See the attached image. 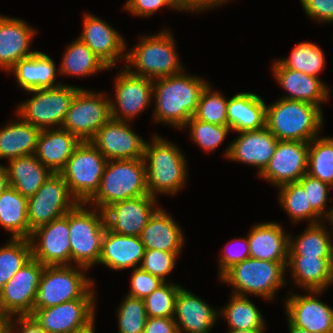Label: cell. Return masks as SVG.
Here are the masks:
<instances>
[{
    "instance_id": "1f68e13d",
    "label": "cell",
    "mask_w": 333,
    "mask_h": 333,
    "mask_svg": "<svg viewBox=\"0 0 333 333\" xmlns=\"http://www.w3.org/2000/svg\"><path fill=\"white\" fill-rule=\"evenodd\" d=\"M227 118L231 131L260 130L266 126V103L255 93H238L228 98Z\"/></svg>"
},
{
    "instance_id": "db71d44e",
    "label": "cell",
    "mask_w": 333,
    "mask_h": 333,
    "mask_svg": "<svg viewBox=\"0 0 333 333\" xmlns=\"http://www.w3.org/2000/svg\"><path fill=\"white\" fill-rule=\"evenodd\" d=\"M171 2L178 11L202 12L223 5L229 0H171Z\"/></svg>"
},
{
    "instance_id": "7c38bea8",
    "label": "cell",
    "mask_w": 333,
    "mask_h": 333,
    "mask_svg": "<svg viewBox=\"0 0 333 333\" xmlns=\"http://www.w3.org/2000/svg\"><path fill=\"white\" fill-rule=\"evenodd\" d=\"M77 204L63 176L52 173L41 188L28 198L29 238L36 228L66 215Z\"/></svg>"
},
{
    "instance_id": "f1b7e54d",
    "label": "cell",
    "mask_w": 333,
    "mask_h": 333,
    "mask_svg": "<svg viewBox=\"0 0 333 333\" xmlns=\"http://www.w3.org/2000/svg\"><path fill=\"white\" fill-rule=\"evenodd\" d=\"M182 231L175 219L160 206L149 218L140 238L145 249L180 254L185 239Z\"/></svg>"
},
{
    "instance_id": "ee69618b",
    "label": "cell",
    "mask_w": 333,
    "mask_h": 333,
    "mask_svg": "<svg viewBox=\"0 0 333 333\" xmlns=\"http://www.w3.org/2000/svg\"><path fill=\"white\" fill-rule=\"evenodd\" d=\"M189 129L190 139L205 152H212L218 148L231 128L229 126L215 125L191 117L182 129Z\"/></svg>"
},
{
    "instance_id": "c3c4849f",
    "label": "cell",
    "mask_w": 333,
    "mask_h": 333,
    "mask_svg": "<svg viewBox=\"0 0 333 333\" xmlns=\"http://www.w3.org/2000/svg\"><path fill=\"white\" fill-rule=\"evenodd\" d=\"M179 254H174L158 249H145V253L140 264V268L148 273L159 277L162 281L167 282L168 274L175 267Z\"/></svg>"
},
{
    "instance_id": "4316f807",
    "label": "cell",
    "mask_w": 333,
    "mask_h": 333,
    "mask_svg": "<svg viewBox=\"0 0 333 333\" xmlns=\"http://www.w3.org/2000/svg\"><path fill=\"white\" fill-rule=\"evenodd\" d=\"M289 235L275 222L255 224L247 236L250 258L282 262L287 267Z\"/></svg>"
},
{
    "instance_id": "f546056e",
    "label": "cell",
    "mask_w": 333,
    "mask_h": 333,
    "mask_svg": "<svg viewBox=\"0 0 333 333\" xmlns=\"http://www.w3.org/2000/svg\"><path fill=\"white\" fill-rule=\"evenodd\" d=\"M57 70L53 59L44 52L20 59L8 72L13 73L18 85L25 91L57 87Z\"/></svg>"
},
{
    "instance_id": "7bdbcfd3",
    "label": "cell",
    "mask_w": 333,
    "mask_h": 333,
    "mask_svg": "<svg viewBox=\"0 0 333 333\" xmlns=\"http://www.w3.org/2000/svg\"><path fill=\"white\" fill-rule=\"evenodd\" d=\"M208 84L202 91L194 117L203 122L228 126V99Z\"/></svg>"
},
{
    "instance_id": "f6af8a7d",
    "label": "cell",
    "mask_w": 333,
    "mask_h": 333,
    "mask_svg": "<svg viewBox=\"0 0 333 333\" xmlns=\"http://www.w3.org/2000/svg\"><path fill=\"white\" fill-rule=\"evenodd\" d=\"M118 333H144L147 320L143 299L125 296L117 309Z\"/></svg>"
},
{
    "instance_id": "ab89813d",
    "label": "cell",
    "mask_w": 333,
    "mask_h": 333,
    "mask_svg": "<svg viewBox=\"0 0 333 333\" xmlns=\"http://www.w3.org/2000/svg\"><path fill=\"white\" fill-rule=\"evenodd\" d=\"M307 174L333 187V138L317 136L309 142Z\"/></svg>"
},
{
    "instance_id": "816d5d0a",
    "label": "cell",
    "mask_w": 333,
    "mask_h": 333,
    "mask_svg": "<svg viewBox=\"0 0 333 333\" xmlns=\"http://www.w3.org/2000/svg\"><path fill=\"white\" fill-rule=\"evenodd\" d=\"M306 15L318 23H333V0H300Z\"/></svg>"
},
{
    "instance_id": "d6a6232c",
    "label": "cell",
    "mask_w": 333,
    "mask_h": 333,
    "mask_svg": "<svg viewBox=\"0 0 333 333\" xmlns=\"http://www.w3.org/2000/svg\"><path fill=\"white\" fill-rule=\"evenodd\" d=\"M8 163L5 167L9 186L27 198L33 196L52 174L35 154L14 158Z\"/></svg>"
},
{
    "instance_id": "f35d334b",
    "label": "cell",
    "mask_w": 333,
    "mask_h": 333,
    "mask_svg": "<svg viewBox=\"0 0 333 333\" xmlns=\"http://www.w3.org/2000/svg\"><path fill=\"white\" fill-rule=\"evenodd\" d=\"M278 202L282 209L286 211L292 223L302 220H309V224L319 223L324 221L308 204V197L299 182L286 183L278 187ZM321 220V221H320Z\"/></svg>"
},
{
    "instance_id": "d4e9b609",
    "label": "cell",
    "mask_w": 333,
    "mask_h": 333,
    "mask_svg": "<svg viewBox=\"0 0 333 333\" xmlns=\"http://www.w3.org/2000/svg\"><path fill=\"white\" fill-rule=\"evenodd\" d=\"M272 65L276 82L289 93L283 99L308 102L322 110L320 104L330 98L329 86L320 78L285 68L277 60Z\"/></svg>"
},
{
    "instance_id": "7a4b0ae2",
    "label": "cell",
    "mask_w": 333,
    "mask_h": 333,
    "mask_svg": "<svg viewBox=\"0 0 333 333\" xmlns=\"http://www.w3.org/2000/svg\"><path fill=\"white\" fill-rule=\"evenodd\" d=\"M146 142L144 161L148 194H177L187 183L188 165L185 155L176 144L155 134Z\"/></svg>"
},
{
    "instance_id": "11a10c76",
    "label": "cell",
    "mask_w": 333,
    "mask_h": 333,
    "mask_svg": "<svg viewBox=\"0 0 333 333\" xmlns=\"http://www.w3.org/2000/svg\"><path fill=\"white\" fill-rule=\"evenodd\" d=\"M144 333H178L173 317H147Z\"/></svg>"
},
{
    "instance_id": "cb8c5ba5",
    "label": "cell",
    "mask_w": 333,
    "mask_h": 333,
    "mask_svg": "<svg viewBox=\"0 0 333 333\" xmlns=\"http://www.w3.org/2000/svg\"><path fill=\"white\" fill-rule=\"evenodd\" d=\"M218 315V309H213L210 304L181 286L175 299L173 316L178 333H209Z\"/></svg>"
},
{
    "instance_id": "e575fe53",
    "label": "cell",
    "mask_w": 333,
    "mask_h": 333,
    "mask_svg": "<svg viewBox=\"0 0 333 333\" xmlns=\"http://www.w3.org/2000/svg\"><path fill=\"white\" fill-rule=\"evenodd\" d=\"M27 208L28 198L11 186L0 195V226L12 234L11 238L29 239Z\"/></svg>"
},
{
    "instance_id": "d6986e66",
    "label": "cell",
    "mask_w": 333,
    "mask_h": 333,
    "mask_svg": "<svg viewBox=\"0 0 333 333\" xmlns=\"http://www.w3.org/2000/svg\"><path fill=\"white\" fill-rule=\"evenodd\" d=\"M308 148L306 142L278 140L273 157L259 177L275 187L298 182L307 173Z\"/></svg>"
},
{
    "instance_id": "d590c367",
    "label": "cell",
    "mask_w": 333,
    "mask_h": 333,
    "mask_svg": "<svg viewBox=\"0 0 333 333\" xmlns=\"http://www.w3.org/2000/svg\"><path fill=\"white\" fill-rule=\"evenodd\" d=\"M323 225L324 222L307 225L298 238L289 235L288 256L333 257V239Z\"/></svg>"
},
{
    "instance_id": "60d3db41",
    "label": "cell",
    "mask_w": 333,
    "mask_h": 333,
    "mask_svg": "<svg viewBox=\"0 0 333 333\" xmlns=\"http://www.w3.org/2000/svg\"><path fill=\"white\" fill-rule=\"evenodd\" d=\"M283 67L319 78L325 67L323 50L312 42H301L293 47L289 57L277 60Z\"/></svg>"
},
{
    "instance_id": "2e32d148",
    "label": "cell",
    "mask_w": 333,
    "mask_h": 333,
    "mask_svg": "<svg viewBox=\"0 0 333 333\" xmlns=\"http://www.w3.org/2000/svg\"><path fill=\"white\" fill-rule=\"evenodd\" d=\"M69 236L68 212L32 232V257L44 266L71 265Z\"/></svg>"
},
{
    "instance_id": "91938a15",
    "label": "cell",
    "mask_w": 333,
    "mask_h": 333,
    "mask_svg": "<svg viewBox=\"0 0 333 333\" xmlns=\"http://www.w3.org/2000/svg\"><path fill=\"white\" fill-rule=\"evenodd\" d=\"M287 322H288V327H289V333H310L309 331H307L305 329H302V328H299V327L293 325L288 319H287Z\"/></svg>"
},
{
    "instance_id": "ffe728a7",
    "label": "cell",
    "mask_w": 333,
    "mask_h": 333,
    "mask_svg": "<svg viewBox=\"0 0 333 333\" xmlns=\"http://www.w3.org/2000/svg\"><path fill=\"white\" fill-rule=\"evenodd\" d=\"M158 208L157 199L151 195L114 203L104 210L106 228L120 235L140 236Z\"/></svg>"
},
{
    "instance_id": "9c48e42d",
    "label": "cell",
    "mask_w": 333,
    "mask_h": 333,
    "mask_svg": "<svg viewBox=\"0 0 333 333\" xmlns=\"http://www.w3.org/2000/svg\"><path fill=\"white\" fill-rule=\"evenodd\" d=\"M79 89L78 86L61 83L53 88L26 91L35 95L18 104L15 112L23 121L41 130L61 128Z\"/></svg>"
},
{
    "instance_id": "52a82bcc",
    "label": "cell",
    "mask_w": 333,
    "mask_h": 333,
    "mask_svg": "<svg viewBox=\"0 0 333 333\" xmlns=\"http://www.w3.org/2000/svg\"><path fill=\"white\" fill-rule=\"evenodd\" d=\"M78 203L69 211L71 265L89 270L98 264L106 230L104 211ZM73 262V263H72Z\"/></svg>"
},
{
    "instance_id": "9f6ffc18",
    "label": "cell",
    "mask_w": 333,
    "mask_h": 333,
    "mask_svg": "<svg viewBox=\"0 0 333 333\" xmlns=\"http://www.w3.org/2000/svg\"><path fill=\"white\" fill-rule=\"evenodd\" d=\"M16 329V330H15ZM12 333H48L31 316H14Z\"/></svg>"
},
{
    "instance_id": "7402d4cb",
    "label": "cell",
    "mask_w": 333,
    "mask_h": 333,
    "mask_svg": "<svg viewBox=\"0 0 333 333\" xmlns=\"http://www.w3.org/2000/svg\"><path fill=\"white\" fill-rule=\"evenodd\" d=\"M238 133L239 136L227 146L224 156L231 161L256 167L259 176L273 157L278 139L266 126Z\"/></svg>"
},
{
    "instance_id": "6f0895ef",
    "label": "cell",
    "mask_w": 333,
    "mask_h": 333,
    "mask_svg": "<svg viewBox=\"0 0 333 333\" xmlns=\"http://www.w3.org/2000/svg\"><path fill=\"white\" fill-rule=\"evenodd\" d=\"M13 315L0 312V333H12Z\"/></svg>"
},
{
    "instance_id": "8992f818",
    "label": "cell",
    "mask_w": 333,
    "mask_h": 333,
    "mask_svg": "<svg viewBox=\"0 0 333 333\" xmlns=\"http://www.w3.org/2000/svg\"><path fill=\"white\" fill-rule=\"evenodd\" d=\"M286 269L282 262L248 258L234 264L219 279L232 286L233 294L273 300L277 290L287 284Z\"/></svg>"
},
{
    "instance_id": "680465c9",
    "label": "cell",
    "mask_w": 333,
    "mask_h": 333,
    "mask_svg": "<svg viewBox=\"0 0 333 333\" xmlns=\"http://www.w3.org/2000/svg\"><path fill=\"white\" fill-rule=\"evenodd\" d=\"M9 187L6 167L0 164V195Z\"/></svg>"
},
{
    "instance_id": "5bb4252c",
    "label": "cell",
    "mask_w": 333,
    "mask_h": 333,
    "mask_svg": "<svg viewBox=\"0 0 333 333\" xmlns=\"http://www.w3.org/2000/svg\"><path fill=\"white\" fill-rule=\"evenodd\" d=\"M121 69L114 78L116 100L110 99L111 117L131 122L151 104L153 80L133 75L125 67Z\"/></svg>"
},
{
    "instance_id": "277c9868",
    "label": "cell",
    "mask_w": 333,
    "mask_h": 333,
    "mask_svg": "<svg viewBox=\"0 0 333 333\" xmlns=\"http://www.w3.org/2000/svg\"><path fill=\"white\" fill-rule=\"evenodd\" d=\"M323 114L311 103L280 98L266 105V127L278 140L309 143L321 131Z\"/></svg>"
},
{
    "instance_id": "6da1fadb",
    "label": "cell",
    "mask_w": 333,
    "mask_h": 333,
    "mask_svg": "<svg viewBox=\"0 0 333 333\" xmlns=\"http://www.w3.org/2000/svg\"><path fill=\"white\" fill-rule=\"evenodd\" d=\"M184 71L153 80V121L180 130L195 115L201 93L209 84Z\"/></svg>"
},
{
    "instance_id": "603a6c76",
    "label": "cell",
    "mask_w": 333,
    "mask_h": 333,
    "mask_svg": "<svg viewBox=\"0 0 333 333\" xmlns=\"http://www.w3.org/2000/svg\"><path fill=\"white\" fill-rule=\"evenodd\" d=\"M36 33L22 19L0 15V69L8 73L20 59L32 56L36 51L30 47Z\"/></svg>"
},
{
    "instance_id": "be15d7a7",
    "label": "cell",
    "mask_w": 333,
    "mask_h": 333,
    "mask_svg": "<svg viewBox=\"0 0 333 333\" xmlns=\"http://www.w3.org/2000/svg\"><path fill=\"white\" fill-rule=\"evenodd\" d=\"M332 210H331V214H330V217L326 220L328 223H330V225H332V228H333V206L331 207ZM333 234V233H332Z\"/></svg>"
},
{
    "instance_id": "836d02e7",
    "label": "cell",
    "mask_w": 333,
    "mask_h": 333,
    "mask_svg": "<svg viewBox=\"0 0 333 333\" xmlns=\"http://www.w3.org/2000/svg\"><path fill=\"white\" fill-rule=\"evenodd\" d=\"M18 118L16 120L19 121H10L4 127H0V159L9 161L35 154L42 130Z\"/></svg>"
},
{
    "instance_id": "9a60e30c",
    "label": "cell",
    "mask_w": 333,
    "mask_h": 333,
    "mask_svg": "<svg viewBox=\"0 0 333 333\" xmlns=\"http://www.w3.org/2000/svg\"><path fill=\"white\" fill-rule=\"evenodd\" d=\"M95 299H76L48 308H34L31 316L48 333H74L95 321Z\"/></svg>"
},
{
    "instance_id": "5b68a950",
    "label": "cell",
    "mask_w": 333,
    "mask_h": 333,
    "mask_svg": "<svg viewBox=\"0 0 333 333\" xmlns=\"http://www.w3.org/2000/svg\"><path fill=\"white\" fill-rule=\"evenodd\" d=\"M149 195L144 158L107 160L100 187L86 203L104 211L110 205Z\"/></svg>"
},
{
    "instance_id": "3957f363",
    "label": "cell",
    "mask_w": 333,
    "mask_h": 333,
    "mask_svg": "<svg viewBox=\"0 0 333 333\" xmlns=\"http://www.w3.org/2000/svg\"><path fill=\"white\" fill-rule=\"evenodd\" d=\"M139 40L133 49L126 52L127 64H124V67L131 74L155 80L184 70L177 54L174 37L169 30L165 29L149 36L144 35Z\"/></svg>"
},
{
    "instance_id": "83f0119b",
    "label": "cell",
    "mask_w": 333,
    "mask_h": 333,
    "mask_svg": "<svg viewBox=\"0 0 333 333\" xmlns=\"http://www.w3.org/2000/svg\"><path fill=\"white\" fill-rule=\"evenodd\" d=\"M80 142L62 128L45 129L40 133L35 156L52 173H60Z\"/></svg>"
},
{
    "instance_id": "e0dca14e",
    "label": "cell",
    "mask_w": 333,
    "mask_h": 333,
    "mask_svg": "<svg viewBox=\"0 0 333 333\" xmlns=\"http://www.w3.org/2000/svg\"><path fill=\"white\" fill-rule=\"evenodd\" d=\"M307 295L287 294L284 308L287 319L310 333H333V308L319 299L324 291L309 290Z\"/></svg>"
},
{
    "instance_id": "484cf974",
    "label": "cell",
    "mask_w": 333,
    "mask_h": 333,
    "mask_svg": "<svg viewBox=\"0 0 333 333\" xmlns=\"http://www.w3.org/2000/svg\"><path fill=\"white\" fill-rule=\"evenodd\" d=\"M145 253L140 236L120 235L106 228L98 264L113 271L140 266Z\"/></svg>"
},
{
    "instance_id": "4fadbf2b",
    "label": "cell",
    "mask_w": 333,
    "mask_h": 333,
    "mask_svg": "<svg viewBox=\"0 0 333 333\" xmlns=\"http://www.w3.org/2000/svg\"><path fill=\"white\" fill-rule=\"evenodd\" d=\"M44 265L33 257L0 290V312L13 316L33 313Z\"/></svg>"
},
{
    "instance_id": "bcb514c9",
    "label": "cell",
    "mask_w": 333,
    "mask_h": 333,
    "mask_svg": "<svg viewBox=\"0 0 333 333\" xmlns=\"http://www.w3.org/2000/svg\"><path fill=\"white\" fill-rule=\"evenodd\" d=\"M180 285L164 282L143 299L147 317H173L175 299Z\"/></svg>"
},
{
    "instance_id": "f907efd6",
    "label": "cell",
    "mask_w": 333,
    "mask_h": 333,
    "mask_svg": "<svg viewBox=\"0 0 333 333\" xmlns=\"http://www.w3.org/2000/svg\"><path fill=\"white\" fill-rule=\"evenodd\" d=\"M130 290L127 295L144 299L164 283L159 277H156L140 267L134 268L130 278Z\"/></svg>"
},
{
    "instance_id": "30bf717a",
    "label": "cell",
    "mask_w": 333,
    "mask_h": 333,
    "mask_svg": "<svg viewBox=\"0 0 333 333\" xmlns=\"http://www.w3.org/2000/svg\"><path fill=\"white\" fill-rule=\"evenodd\" d=\"M106 163L107 159L91 141L80 142L75 148L60 174L78 203H87L96 194Z\"/></svg>"
},
{
    "instance_id": "8fae6325",
    "label": "cell",
    "mask_w": 333,
    "mask_h": 333,
    "mask_svg": "<svg viewBox=\"0 0 333 333\" xmlns=\"http://www.w3.org/2000/svg\"><path fill=\"white\" fill-rule=\"evenodd\" d=\"M106 94L81 87L74 96L61 128L81 142L91 141L97 131L112 118L110 99H107Z\"/></svg>"
},
{
    "instance_id": "44dd1931",
    "label": "cell",
    "mask_w": 333,
    "mask_h": 333,
    "mask_svg": "<svg viewBox=\"0 0 333 333\" xmlns=\"http://www.w3.org/2000/svg\"><path fill=\"white\" fill-rule=\"evenodd\" d=\"M83 31L79 39L109 68L126 59L127 44L123 36L106 21L90 13H84ZM115 66V67H114Z\"/></svg>"
},
{
    "instance_id": "f5cc1de1",
    "label": "cell",
    "mask_w": 333,
    "mask_h": 333,
    "mask_svg": "<svg viewBox=\"0 0 333 333\" xmlns=\"http://www.w3.org/2000/svg\"><path fill=\"white\" fill-rule=\"evenodd\" d=\"M125 9L138 17H150L161 7L176 10L171 0H126Z\"/></svg>"
},
{
    "instance_id": "74e56055",
    "label": "cell",
    "mask_w": 333,
    "mask_h": 333,
    "mask_svg": "<svg viewBox=\"0 0 333 333\" xmlns=\"http://www.w3.org/2000/svg\"><path fill=\"white\" fill-rule=\"evenodd\" d=\"M59 75L92 76L96 72L105 71L109 68L98 58L92 50L79 38L71 42L61 58Z\"/></svg>"
},
{
    "instance_id": "ba28073f",
    "label": "cell",
    "mask_w": 333,
    "mask_h": 333,
    "mask_svg": "<svg viewBox=\"0 0 333 333\" xmlns=\"http://www.w3.org/2000/svg\"><path fill=\"white\" fill-rule=\"evenodd\" d=\"M86 270L75 265L45 266L34 308H48L76 299H96L95 281L85 275Z\"/></svg>"
},
{
    "instance_id": "6125c7cd",
    "label": "cell",
    "mask_w": 333,
    "mask_h": 333,
    "mask_svg": "<svg viewBox=\"0 0 333 333\" xmlns=\"http://www.w3.org/2000/svg\"><path fill=\"white\" fill-rule=\"evenodd\" d=\"M74 333H95V321L88 327Z\"/></svg>"
},
{
    "instance_id": "7dc6e473",
    "label": "cell",
    "mask_w": 333,
    "mask_h": 333,
    "mask_svg": "<svg viewBox=\"0 0 333 333\" xmlns=\"http://www.w3.org/2000/svg\"><path fill=\"white\" fill-rule=\"evenodd\" d=\"M298 182L303 186L307 194L308 204H310L312 209L326 221L330 217L332 210V208L326 210L327 202L332 200L328 199V193L330 188L333 190V187L307 173Z\"/></svg>"
},
{
    "instance_id": "ac0fdd59",
    "label": "cell",
    "mask_w": 333,
    "mask_h": 333,
    "mask_svg": "<svg viewBox=\"0 0 333 333\" xmlns=\"http://www.w3.org/2000/svg\"><path fill=\"white\" fill-rule=\"evenodd\" d=\"M146 142L132 130L129 122L112 118L91 140L107 160L144 158Z\"/></svg>"
},
{
    "instance_id": "94428289",
    "label": "cell",
    "mask_w": 333,
    "mask_h": 333,
    "mask_svg": "<svg viewBox=\"0 0 333 333\" xmlns=\"http://www.w3.org/2000/svg\"><path fill=\"white\" fill-rule=\"evenodd\" d=\"M228 333H265L264 330H233L229 329Z\"/></svg>"
},
{
    "instance_id": "8d00e7d4",
    "label": "cell",
    "mask_w": 333,
    "mask_h": 333,
    "mask_svg": "<svg viewBox=\"0 0 333 333\" xmlns=\"http://www.w3.org/2000/svg\"><path fill=\"white\" fill-rule=\"evenodd\" d=\"M229 302L219 309V315L233 330H265L267 326L259 308L249 300V296L230 294Z\"/></svg>"
},
{
    "instance_id": "681fc988",
    "label": "cell",
    "mask_w": 333,
    "mask_h": 333,
    "mask_svg": "<svg viewBox=\"0 0 333 333\" xmlns=\"http://www.w3.org/2000/svg\"><path fill=\"white\" fill-rule=\"evenodd\" d=\"M230 244V245H229ZM240 245V246H239ZM250 258L248 238H234L230 240L219 256V278L234 264Z\"/></svg>"
},
{
    "instance_id": "b9f144b4",
    "label": "cell",
    "mask_w": 333,
    "mask_h": 333,
    "mask_svg": "<svg viewBox=\"0 0 333 333\" xmlns=\"http://www.w3.org/2000/svg\"><path fill=\"white\" fill-rule=\"evenodd\" d=\"M32 258L29 239L11 238L0 247V290Z\"/></svg>"
},
{
    "instance_id": "4dcf8cb0",
    "label": "cell",
    "mask_w": 333,
    "mask_h": 333,
    "mask_svg": "<svg viewBox=\"0 0 333 333\" xmlns=\"http://www.w3.org/2000/svg\"><path fill=\"white\" fill-rule=\"evenodd\" d=\"M295 285L324 291L333 284V257L288 256L287 267Z\"/></svg>"
}]
</instances>
